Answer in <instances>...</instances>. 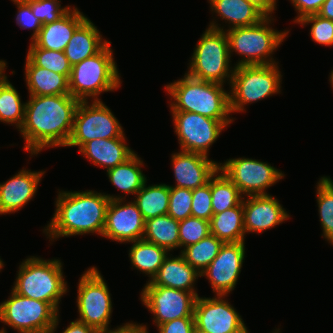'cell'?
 <instances>
[{"mask_svg": "<svg viewBox=\"0 0 333 333\" xmlns=\"http://www.w3.org/2000/svg\"><path fill=\"white\" fill-rule=\"evenodd\" d=\"M245 242L224 243L218 255L200 275L210 282L216 295L235 289L245 258Z\"/></svg>", "mask_w": 333, "mask_h": 333, "instance_id": "cell-17", "label": "cell"}, {"mask_svg": "<svg viewBox=\"0 0 333 333\" xmlns=\"http://www.w3.org/2000/svg\"><path fill=\"white\" fill-rule=\"evenodd\" d=\"M27 57L36 66L65 75L69 79L72 66L69 64L64 51L39 48L31 41Z\"/></svg>", "mask_w": 333, "mask_h": 333, "instance_id": "cell-36", "label": "cell"}, {"mask_svg": "<svg viewBox=\"0 0 333 333\" xmlns=\"http://www.w3.org/2000/svg\"><path fill=\"white\" fill-rule=\"evenodd\" d=\"M77 320L93 327L98 333L110 330L112 301L107 283L99 270L92 266L81 275L77 291Z\"/></svg>", "mask_w": 333, "mask_h": 333, "instance_id": "cell-10", "label": "cell"}, {"mask_svg": "<svg viewBox=\"0 0 333 333\" xmlns=\"http://www.w3.org/2000/svg\"><path fill=\"white\" fill-rule=\"evenodd\" d=\"M198 296L194 307L195 331L199 333H249L241 315L225 300Z\"/></svg>", "mask_w": 333, "mask_h": 333, "instance_id": "cell-15", "label": "cell"}, {"mask_svg": "<svg viewBox=\"0 0 333 333\" xmlns=\"http://www.w3.org/2000/svg\"><path fill=\"white\" fill-rule=\"evenodd\" d=\"M272 17H265L258 24L226 30L229 55L236 52L243 57L235 66L277 64L273 55L287 37L289 30L278 31L270 27Z\"/></svg>", "mask_w": 333, "mask_h": 333, "instance_id": "cell-7", "label": "cell"}, {"mask_svg": "<svg viewBox=\"0 0 333 333\" xmlns=\"http://www.w3.org/2000/svg\"><path fill=\"white\" fill-rule=\"evenodd\" d=\"M210 9L216 13L230 30L237 27H249L258 24L265 16L248 0H208Z\"/></svg>", "mask_w": 333, "mask_h": 333, "instance_id": "cell-26", "label": "cell"}, {"mask_svg": "<svg viewBox=\"0 0 333 333\" xmlns=\"http://www.w3.org/2000/svg\"><path fill=\"white\" fill-rule=\"evenodd\" d=\"M230 84V111L244 112L247 104L281 91L282 75L277 64L233 66Z\"/></svg>", "mask_w": 333, "mask_h": 333, "instance_id": "cell-8", "label": "cell"}, {"mask_svg": "<svg viewBox=\"0 0 333 333\" xmlns=\"http://www.w3.org/2000/svg\"><path fill=\"white\" fill-rule=\"evenodd\" d=\"M15 87L4 75L0 80V122L16 125L19 130L24 121L25 105Z\"/></svg>", "mask_w": 333, "mask_h": 333, "instance_id": "cell-33", "label": "cell"}, {"mask_svg": "<svg viewBox=\"0 0 333 333\" xmlns=\"http://www.w3.org/2000/svg\"><path fill=\"white\" fill-rule=\"evenodd\" d=\"M256 7L265 17H273L272 14L276 10V0H248Z\"/></svg>", "mask_w": 333, "mask_h": 333, "instance_id": "cell-45", "label": "cell"}, {"mask_svg": "<svg viewBox=\"0 0 333 333\" xmlns=\"http://www.w3.org/2000/svg\"><path fill=\"white\" fill-rule=\"evenodd\" d=\"M191 213L193 217L211 220L214 214L211 203V178L206 185L192 190Z\"/></svg>", "mask_w": 333, "mask_h": 333, "instance_id": "cell-41", "label": "cell"}, {"mask_svg": "<svg viewBox=\"0 0 333 333\" xmlns=\"http://www.w3.org/2000/svg\"><path fill=\"white\" fill-rule=\"evenodd\" d=\"M329 78H330L329 81H330L331 86H332V88H333V70L331 71V73H330V77H329Z\"/></svg>", "mask_w": 333, "mask_h": 333, "instance_id": "cell-51", "label": "cell"}, {"mask_svg": "<svg viewBox=\"0 0 333 333\" xmlns=\"http://www.w3.org/2000/svg\"><path fill=\"white\" fill-rule=\"evenodd\" d=\"M237 186L219 168L211 177V203L213 213H221L242 202Z\"/></svg>", "mask_w": 333, "mask_h": 333, "instance_id": "cell-32", "label": "cell"}, {"mask_svg": "<svg viewBox=\"0 0 333 333\" xmlns=\"http://www.w3.org/2000/svg\"><path fill=\"white\" fill-rule=\"evenodd\" d=\"M62 333H98V332L93 327L76 319L75 321L70 322V324Z\"/></svg>", "mask_w": 333, "mask_h": 333, "instance_id": "cell-47", "label": "cell"}, {"mask_svg": "<svg viewBox=\"0 0 333 333\" xmlns=\"http://www.w3.org/2000/svg\"><path fill=\"white\" fill-rule=\"evenodd\" d=\"M230 62L227 34L224 27L213 20L194 48L187 74L223 85L227 80L230 86L234 72Z\"/></svg>", "mask_w": 333, "mask_h": 333, "instance_id": "cell-6", "label": "cell"}, {"mask_svg": "<svg viewBox=\"0 0 333 333\" xmlns=\"http://www.w3.org/2000/svg\"><path fill=\"white\" fill-rule=\"evenodd\" d=\"M109 42L99 53L72 66L69 93L79 101L101 100L102 92L114 91L121 86L120 74Z\"/></svg>", "mask_w": 333, "mask_h": 333, "instance_id": "cell-5", "label": "cell"}, {"mask_svg": "<svg viewBox=\"0 0 333 333\" xmlns=\"http://www.w3.org/2000/svg\"><path fill=\"white\" fill-rule=\"evenodd\" d=\"M133 245L129 249L131 265L142 273L147 274L150 282L157 274L169 251L156 244L143 239L130 242Z\"/></svg>", "mask_w": 333, "mask_h": 333, "instance_id": "cell-29", "label": "cell"}, {"mask_svg": "<svg viewBox=\"0 0 333 333\" xmlns=\"http://www.w3.org/2000/svg\"><path fill=\"white\" fill-rule=\"evenodd\" d=\"M223 84L189 76L165 86L170 95L171 112H194L219 121H234L230 116L229 92ZM174 100V101H173Z\"/></svg>", "mask_w": 333, "mask_h": 333, "instance_id": "cell-3", "label": "cell"}, {"mask_svg": "<svg viewBox=\"0 0 333 333\" xmlns=\"http://www.w3.org/2000/svg\"><path fill=\"white\" fill-rule=\"evenodd\" d=\"M79 102L70 94L29 95V101L25 102L24 121L18 130L25 141L24 150L32 157L46 147H66Z\"/></svg>", "mask_w": 333, "mask_h": 333, "instance_id": "cell-1", "label": "cell"}, {"mask_svg": "<svg viewBox=\"0 0 333 333\" xmlns=\"http://www.w3.org/2000/svg\"><path fill=\"white\" fill-rule=\"evenodd\" d=\"M293 6L295 7V11L298 13L297 17L293 20L295 23L300 21L303 17L317 14L322 4L325 0H290Z\"/></svg>", "mask_w": 333, "mask_h": 333, "instance_id": "cell-44", "label": "cell"}, {"mask_svg": "<svg viewBox=\"0 0 333 333\" xmlns=\"http://www.w3.org/2000/svg\"><path fill=\"white\" fill-rule=\"evenodd\" d=\"M219 168L237 186L241 195H268L266 189L284 178V173L260 160L239 157L227 159Z\"/></svg>", "mask_w": 333, "mask_h": 333, "instance_id": "cell-13", "label": "cell"}, {"mask_svg": "<svg viewBox=\"0 0 333 333\" xmlns=\"http://www.w3.org/2000/svg\"><path fill=\"white\" fill-rule=\"evenodd\" d=\"M62 265L58 259L44 260L30 256L19 265L12 290L19 295L50 303L59 312L61 298L69 290Z\"/></svg>", "mask_w": 333, "mask_h": 333, "instance_id": "cell-4", "label": "cell"}, {"mask_svg": "<svg viewBox=\"0 0 333 333\" xmlns=\"http://www.w3.org/2000/svg\"><path fill=\"white\" fill-rule=\"evenodd\" d=\"M317 14L333 21V0H325Z\"/></svg>", "mask_w": 333, "mask_h": 333, "instance_id": "cell-48", "label": "cell"}, {"mask_svg": "<svg viewBox=\"0 0 333 333\" xmlns=\"http://www.w3.org/2000/svg\"><path fill=\"white\" fill-rule=\"evenodd\" d=\"M143 165V160L135 153L126 162L107 170L108 179L123 194L135 195L147 183L141 170Z\"/></svg>", "mask_w": 333, "mask_h": 333, "instance_id": "cell-28", "label": "cell"}, {"mask_svg": "<svg viewBox=\"0 0 333 333\" xmlns=\"http://www.w3.org/2000/svg\"><path fill=\"white\" fill-rule=\"evenodd\" d=\"M45 171L22 169L9 180L0 183V215L14 213L34 198Z\"/></svg>", "mask_w": 333, "mask_h": 333, "instance_id": "cell-20", "label": "cell"}, {"mask_svg": "<svg viewBox=\"0 0 333 333\" xmlns=\"http://www.w3.org/2000/svg\"><path fill=\"white\" fill-rule=\"evenodd\" d=\"M123 127L101 100L80 101L74 115L73 129L66 147L78 146L94 139L119 138Z\"/></svg>", "mask_w": 333, "mask_h": 333, "instance_id": "cell-11", "label": "cell"}, {"mask_svg": "<svg viewBox=\"0 0 333 333\" xmlns=\"http://www.w3.org/2000/svg\"><path fill=\"white\" fill-rule=\"evenodd\" d=\"M7 331L5 330V328L0 330V333H6Z\"/></svg>", "mask_w": 333, "mask_h": 333, "instance_id": "cell-53", "label": "cell"}, {"mask_svg": "<svg viewBox=\"0 0 333 333\" xmlns=\"http://www.w3.org/2000/svg\"><path fill=\"white\" fill-rule=\"evenodd\" d=\"M125 134L119 138L94 139L84 143L79 152L94 165L106 168V171L126 162L135 151L126 145Z\"/></svg>", "mask_w": 333, "mask_h": 333, "instance_id": "cell-22", "label": "cell"}, {"mask_svg": "<svg viewBox=\"0 0 333 333\" xmlns=\"http://www.w3.org/2000/svg\"><path fill=\"white\" fill-rule=\"evenodd\" d=\"M192 190L183 187H170L168 215L181 221L192 216Z\"/></svg>", "mask_w": 333, "mask_h": 333, "instance_id": "cell-39", "label": "cell"}, {"mask_svg": "<svg viewBox=\"0 0 333 333\" xmlns=\"http://www.w3.org/2000/svg\"><path fill=\"white\" fill-rule=\"evenodd\" d=\"M197 292L145 284L141 292L143 305L153 314V323L159 326L165 322L185 317H194Z\"/></svg>", "mask_w": 333, "mask_h": 333, "instance_id": "cell-14", "label": "cell"}, {"mask_svg": "<svg viewBox=\"0 0 333 333\" xmlns=\"http://www.w3.org/2000/svg\"><path fill=\"white\" fill-rule=\"evenodd\" d=\"M224 243L213 234H209L199 242L182 249L180 253L186 262L201 273L218 255Z\"/></svg>", "mask_w": 333, "mask_h": 333, "instance_id": "cell-34", "label": "cell"}, {"mask_svg": "<svg viewBox=\"0 0 333 333\" xmlns=\"http://www.w3.org/2000/svg\"><path fill=\"white\" fill-rule=\"evenodd\" d=\"M25 81L30 95L49 96L69 93V79L62 74L36 66L27 56Z\"/></svg>", "mask_w": 333, "mask_h": 333, "instance_id": "cell-25", "label": "cell"}, {"mask_svg": "<svg viewBox=\"0 0 333 333\" xmlns=\"http://www.w3.org/2000/svg\"><path fill=\"white\" fill-rule=\"evenodd\" d=\"M181 151L208 157L210 146L233 121H219L194 112H171Z\"/></svg>", "mask_w": 333, "mask_h": 333, "instance_id": "cell-12", "label": "cell"}, {"mask_svg": "<svg viewBox=\"0 0 333 333\" xmlns=\"http://www.w3.org/2000/svg\"><path fill=\"white\" fill-rule=\"evenodd\" d=\"M11 1H13L14 3H30V2L39 1V0H11Z\"/></svg>", "mask_w": 333, "mask_h": 333, "instance_id": "cell-50", "label": "cell"}, {"mask_svg": "<svg viewBox=\"0 0 333 333\" xmlns=\"http://www.w3.org/2000/svg\"><path fill=\"white\" fill-rule=\"evenodd\" d=\"M110 199L97 191H59L55 212L43 232L51 241L60 237L96 233L102 236Z\"/></svg>", "mask_w": 333, "mask_h": 333, "instance_id": "cell-2", "label": "cell"}, {"mask_svg": "<svg viewBox=\"0 0 333 333\" xmlns=\"http://www.w3.org/2000/svg\"><path fill=\"white\" fill-rule=\"evenodd\" d=\"M243 221L246 233H262L280 225L290 215L272 195L243 197Z\"/></svg>", "mask_w": 333, "mask_h": 333, "instance_id": "cell-18", "label": "cell"}, {"mask_svg": "<svg viewBox=\"0 0 333 333\" xmlns=\"http://www.w3.org/2000/svg\"><path fill=\"white\" fill-rule=\"evenodd\" d=\"M171 159L176 185L170 187L191 190L206 185L220 164L205 155L181 150L173 153Z\"/></svg>", "mask_w": 333, "mask_h": 333, "instance_id": "cell-19", "label": "cell"}, {"mask_svg": "<svg viewBox=\"0 0 333 333\" xmlns=\"http://www.w3.org/2000/svg\"><path fill=\"white\" fill-rule=\"evenodd\" d=\"M143 240L163 247L169 252L180 248L179 221L168 214L146 220Z\"/></svg>", "mask_w": 333, "mask_h": 333, "instance_id": "cell-30", "label": "cell"}, {"mask_svg": "<svg viewBox=\"0 0 333 333\" xmlns=\"http://www.w3.org/2000/svg\"><path fill=\"white\" fill-rule=\"evenodd\" d=\"M4 267V262H3V260H1V258H0V272H1V269Z\"/></svg>", "mask_w": 333, "mask_h": 333, "instance_id": "cell-52", "label": "cell"}, {"mask_svg": "<svg viewBox=\"0 0 333 333\" xmlns=\"http://www.w3.org/2000/svg\"><path fill=\"white\" fill-rule=\"evenodd\" d=\"M0 322L19 333H55L59 312L47 302L15 293L0 303Z\"/></svg>", "mask_w": 333, "mask_h": 333, "instance_id": "cell-9", "label": "cell"}, {"mask_svg": "<svg viewBox=\"0 0 333 333\" xmlns=\"http://www.w3.org/2000/svg\"><path fill=\"white\" fill-rule=\"evenodd\" d=\"M7 64H6V62L4 61V60H0V80L3 78V76L5 75L4 73V71H5V67H7L6 66Z\"/></svg>", "mask_w": 333, "mask_h": 333, "instance_id": "cell-49", "label": "cell"}, {"mask_svg": "<svg viewBox=\"0 0 333 333\" xmlns=\"http://www.w3.org/2000/svg\"><path fill=\"white\" fill-rule=\"evenodd\" d=\"M209 234H211L210 221L193 216L179 221L180 249L199 242Z\"/></svg>", "mask_w": 333, "mask_h": 333, "instance_id": "cell-37", "label": "cell"}, {"mask_svg": "<svg viewBox=\"0 0 333 333\" xmlns=\"http://www.w3.org/2000/svg\"><path fill=\"white\" fill-rule=\"evenodd\" d=\"M147 326L136 323H125L115 329L109 330L106 333H148Z\"/></svg>", "mask_w": 333, "mask_h": 333, "instance_id": "cell-46", "label": "cell"}, {"mask_svg": "<svg viewBox=\"0 0 333 333\" xmlns=\"http://www.w3.org/2000/svg\"><path fill=\"white\" fill-rule=\"evenodd\" d=\"M210 233L223 243L245 242L243 202L221 213L213 214Z\"/></svg>", "mask_w": 333, "mask_h": 333, "instance_id": "cell-27", "label": "cell"}, {"mask_svg": "<svg viewBox=\"0 0 333 333\" xmlns=\"http://www.w3.org/2000/svg\"><path fill=\"white\" fill-rule=\"evenodd\" d=\"M17 5V25L22 29H30L33 31L31 41L38 35L41 30L42 24L32 12L31 6L28 3H14Z\"/></svg>", "mask_w": 333, "mask_h": 333, "instance_id": "cell-42", "label": "cell"}, {"mask_svg": "<svg viewBox=\"0 0 333 333\" xmlns=\"http://www.w3.org/2000/svg\"><path fill=\"white\" fill-rule=\"evenodd\" d=\"M87 19L77 7L70 8L58 20L42 25L32 42L39 48L64 51L74 31Z\"/></svg>", "mask_w": 333, "mask_h": 333, "instance_id": "cell-21", "label": "cell"}, {"mask_svg": "<svg viewBox=\"0 0 333 333\" xmlns=\"http://www.w3.org/2000/svg\"><path fill=\"white\" fill-rule=\"evenodd\" d=\"M158 327V333H194V317L178 318L165 322Z\"/></svg>", "mask_w": 333, "mask_h": 333, "instance_id": "cell-43", "label": "cell"}, {"mask_svg": "<svg viewBox=\"0 0 333 333\" xmlns=\"http://www.w3.org/2000/svg\"><path fill=\"white\" fill-rule=\"evenodd\" d=\"M110 41L103 39L97 27L87 18L73 33L64 54L71 66L99 53Z\"/></svg>", "mask_w": 333, "mask_h": 333, "instance_id": "cell-24", "label": "cell"}, {"mask_svg": "<svg viewBox=\"0 0 333 333\" xmlns=\"http://www.w3.org/2000/svg\"><path fill=\"white\" fill-rule=\"evenodd\" d=\"M61 0H39L28 3L32 12L39 19L42 25H46L58 20L71 7H61Z\"/></svg>", "mask_w": 333, "mask_h": 333, "instance_id": "cell-40", "label": "cell"}, {"mask_svg": "<svg viewBox=\"0 0 333 333\" xmlns=\"http://www.w3.org/2000/svg\"><path fill=\"white\" fill-rule=\"evenodd\" d=\"M316 197L322 237L333 245V180L323 176L317 182Z\"/></svg>", "mask_w": 333, "mask_h": 333, "instance_id": "cell-35", "label": "cell"}, {"mask_svg": "<svg viewBox=\"0 0 333 333\" xmlns=\"http://www.w3.org/2000/svg\"><path fill=\"white\" fill-rule=\"evenodd\" d=\"M303 27L311 23L310 36L318 44L333 46V21L323 18L318 14H312L303 17L297 22Z\"/></svg>", "mask_w": 333, "mask_h": 333, "instance_id": "cell-38", "label": "cell"}, {"mask_svg": "<svg viewBox=\"0 0 333 333\" xmlns=\"http://www.w3.org/2000/svg\"><path fill=\"white\" fill-rule=\"evenodd\" d=\"M134 202L144 220L168 214L170 185L155 184L144 186L135 194Z\"/></svg>", "mask_w": 333, "mask_h": 333, "instance_id": "cell-31", "label": "cell"}, {"mask_svg": "<svg viewBox=\"0 0 333 333\" xmlns=\"http://www.w3.org/2000/svg\"><path fill=\"white\" fill-rule=\"evenodd\" d=\"M168 255L157 274L148 282L150 285L180 289L187 292H196L195 282L200 273L189 265L180 253L177 257Z\"/></svg>", "mask_w": 333, "mask_h": 333, "instance_id": "cell-23", "label": "cell"}, {"mask_svg": "<svg viewBox=\"0 0 333 333\" xmlns=\"http://www.w3.org/2000/svg\"><path fill=\"white\" fill-rule=\"evenodd\" d=\"M110 199L106 210V222L102 237L120 243L143 239L145 220L133 201L125 203V197L106 194ZM123 203V204H122Z\"/></svg>", "mask_w": 333, "mask_h": 333, "instance_id": "cell-16", "label": "cell"}]
</instances>
